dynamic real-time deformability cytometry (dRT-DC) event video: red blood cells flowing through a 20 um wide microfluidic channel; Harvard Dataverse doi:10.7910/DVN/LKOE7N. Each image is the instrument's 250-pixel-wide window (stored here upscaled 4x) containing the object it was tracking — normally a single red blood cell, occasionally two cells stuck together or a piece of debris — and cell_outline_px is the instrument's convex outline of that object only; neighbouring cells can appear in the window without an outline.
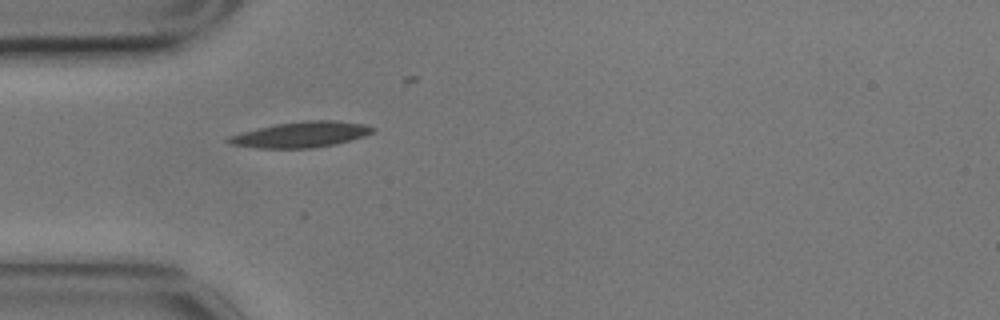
{"species": "common noctule bat (a hibernating species)", "species_latin": "Nyctalus noctula", "temperature_condition": "cold", "stored_images_in_passage": 28, "camera_frame_rate_fps": 3000, "um_per_image_px": 0.085, "animal": {"sex": "male", "body_mass_g": 17.9}, "frame": {"image": 1, "passage_image": 1, "time_ms": 0.0, "image_size_px": [1000, 320], "cell_outline_px": [[376, 128], [372, 132], [364, 136], [336, 144], [312, 148], [256, 148], [228, 144], [224, 140], [228, 136], [240, 132], [256, 128], [276, 124], [304, 120], [336, 120], [364, 124]], "centroid_in_image_um": [25.53, 11.43], "position_along_channel_um": 59.5, "area_um2": 21.79}}
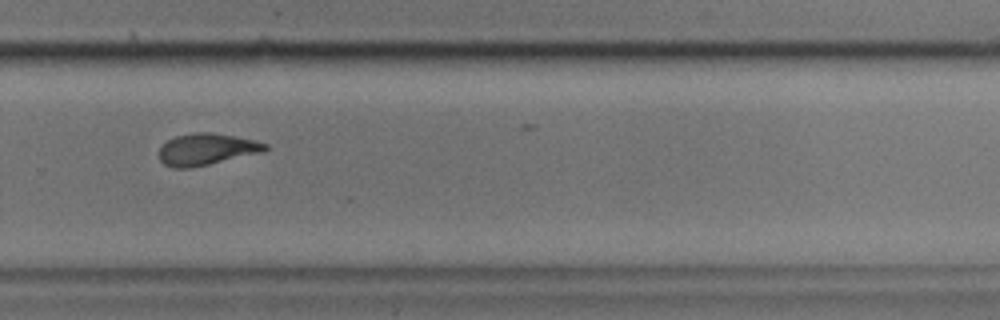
{"frame": {"image": 2, "passage_image": 23, "time_ms": 7.333, "image_size_px": [1000, 320], "cell_outline_px": [[268, 148], [264, 152], [208, 164], [188, 168], [172, 168], [164, 164], [160, 160], [160, 148], [168, 140], [176, 136], [196, 132], [212, 132], [256, 140], [268, 144]], "centroid_in_image_um": [17.59, 12.68], "position_along_channel_um": 312.2, "area_um2": 19.48}}